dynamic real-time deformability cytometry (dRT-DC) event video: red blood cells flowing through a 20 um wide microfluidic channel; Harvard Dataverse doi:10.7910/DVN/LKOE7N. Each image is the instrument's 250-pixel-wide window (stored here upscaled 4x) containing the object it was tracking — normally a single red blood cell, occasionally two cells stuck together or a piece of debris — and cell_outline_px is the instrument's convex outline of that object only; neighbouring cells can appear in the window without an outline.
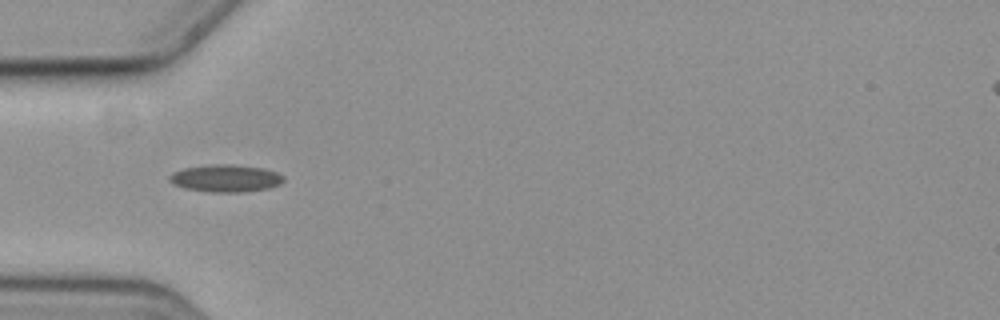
{"species": "common noctule bat (a hibernating species)", "species_latin": "Nyctalus noctula", "temperature_condition": "cold", "stored_images_in_passage": 36, "camera_frame_rate_fps": 3000, "um_per_image_px": 0.085, "animal": {"sex": "female", "body_mass_g": 19.3, "forearm_length_mm": 54.1}, "frame": {"image": 1, "passage_image": 1, "time_ms": 0.0, "image_size_px": [1000, 320], "cell_outline_px": [[284, 180], [280, 184], [268, 188], [240, 192], [212, 192], [184, 188], [172, 184], [168, 180], [168, 176], [172, 172], [184, 168], [212, 164], [232, 164], [264, 168], [276, 172], [284, 176]], "centroid_in_image_um": [19.15, 15.15], "position_along_channel_um": 65.8, "area_um2": 18.26}}
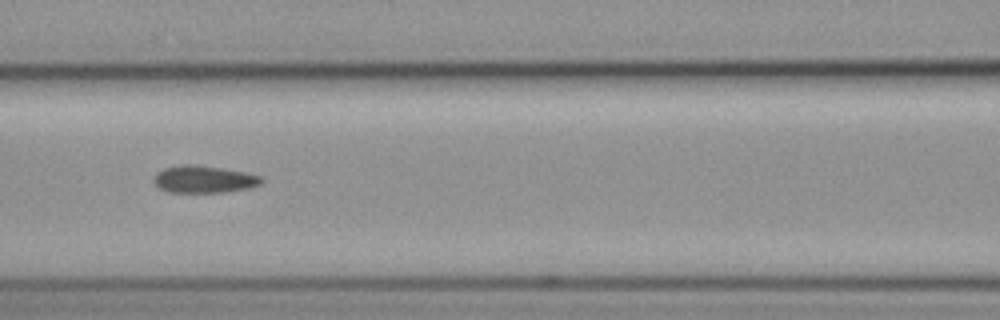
{"frame": {"image": 2, "passage_image": 8, "time_ms": 2.333, "image_size_px": [1000, 320], "cell_outline_px": [[264, 180], [260, 184], [248, 188], [224, 192], [168, 192], [160, 188], [152, 180], [164, 168], [184, 164], [192, 164], [224, 168], [244, 172], [260, 176]], "centroid_in_image_um": [17.35, 15.23], "position_along_channel_um": 149.3, "area_um2": 16.88}}
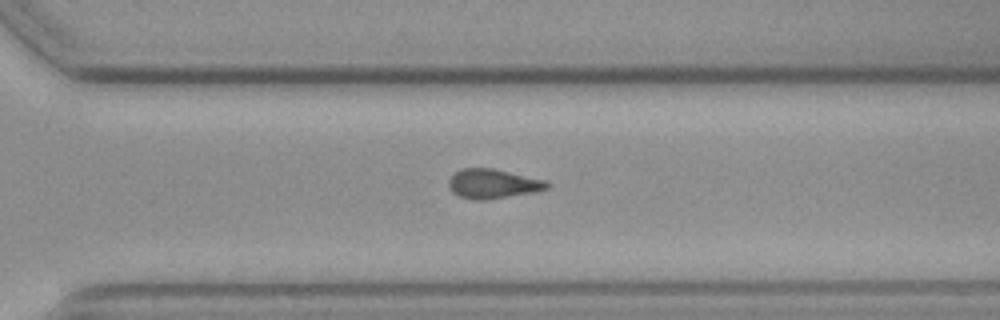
{"frame": {"image": 3, "passage_image": 23, "time_ms": 7.333, "image_size_px": [1000, 320], "cell_outline_px": [[548, 188], [532, 192], [488, 200], [472, 200], [460, 196], [452, 192], [448, 188], [448, 180], [460, 168], [492, 168], [544, 180], [548, 184]], "centroid_in_image_um": [41.82, 15.63], "position_along_channel_um": 328.8, "area_um2": 16.7}, "authors_computed_cell_mechanics": {"area_um2": 17.1088, "velocity_mm_per_s": 3.5987, "shape_relaxation_time_tau1_ms": null, "shape_relaxation_time_tau2_ms": 4.7268, "deformation_change_tau1": null, "deformation_change_tau2": 0.1011}}